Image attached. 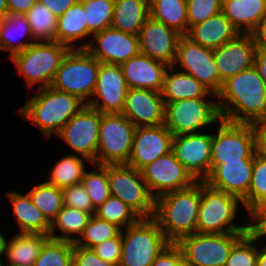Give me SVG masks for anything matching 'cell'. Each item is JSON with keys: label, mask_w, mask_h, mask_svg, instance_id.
Returning <instances> with one entry per match:
<instances>
[{"label": "cell", "mask_w": 266, "mask_h": 266, "mask_svg": "<svg viewBox=\"0 0 266 266\" xmlns=\"http://www.w3.org/2000/svg\"><path fill=\"white\" fill-rule=\"evenodd\" d=\"M221 120L252 124L266 119V84L255 66L223 82L217 94Z\"/></svg>", "instance_id": "1"}, {"label": "cell", "mask_w": 266, "mask_h": 266, "mask_svg": "<svg viewBox=\"0 0 266 266\" xmlns=\"http://www.w3.org/2000/svg\"><path fill=\"white\" fill-rule=\"evenodd\" d=\"M31 95L16 112L24 121L36 126L47 142L86 106L78 96L58 91L51 86L33 90Z\"/></svg>", "instance_id": "2"}, {"label": "cell", "mask_w": 266, "mask_h": 266, "mask_svg": "<svg viewBox=\"0 0 266 266\" xmlns=\"http://www.w3.org/2000/svg\"><path fill=\"white\" fill-rule=\"evenodd\" d=\"M201 202V181L155 199L153 219L170 243L196 232Z\"/></svg>", "instance_id": "3"}, {"label": "cell", "mask_w": 266, "mask_h": 266, "mask_svg": "<svg viewBox=\"0 0 266 266\" xmlns=\"http://www.w3.org/2000/svg\"><path fill=\"white\" fill-rule=\"evenodd\" d=\"M244 214L248 216L239 197L214 189L201 181L197 233H248V217H244Z\"/></svg>", "instance_id": "4"}, {"label": "cell", "mask_w": 266, "mask_h": 266, "mask_svg": "<svg viewBox=\"0 0 266 266\" xmlns=\"http://www.w3.org/2000/svg\"><path fill=\"white\" fill-rule=\"evenodd\" d=\"M69 50V47L57 41H37L23 52L15 54L10 62L13 63L15 74L25 80L27 90L32 91L34 87L36 90L51 85Z\"/></svg>", "instance_id": "5"}, {"label": "cell", "mask_w": 266, "mask_h": 266, "mask_svg": "<svg viewBox=\"0 0 266 266\" xmlns=\"http://www.w3.org/2000/svg\"><path fill=\"white\" fill-rule=\"evenodd\" d=\"M100 64L86 49H70L50 86L76 95L87 104L96 88Z\"/></svg>", "instance_id": "6"}, {"label": "cell", "mask_w": 266, "mask_h": 266, "mask_svg": "<svg viewBox=\"0 0 266 266\" xmlns=\"http://www.w3.org/2000/svg\"><path fill=\"white\" fill-rule=\"evenodd\" d=\"M122 250L118 266H151L170 244L153 218H141L121 230Z\"/></svg>", "instance_id": "7"}, {"label": "cell", "mask_w": 266, "mask_h": 266, "mask_svg": "<svg viewBox=\"0 0 266 266\" xmlns=\"http://www.w3.org/2000/svg\"><path fill=\"white\" fill-rule=\"evenodd\" d=\"M220 120L217 98H191L165 104L164 125L173 136L210 130Z\"/></svg>", "instance_id": "8"}, {"label": "cell", "mask_w": 266, "mask_h": 266, "mask_svg": "<svg viewBox=\"0 0 266 266\" xmlns=\"http://www.w3.org/2000/svg\"><path fill=\"white\" fill-rule=\"evenodd\" d=\"M255 154V134L252 124L220 120L217 126L212 128L211 171L218 164L254 160Z\"/></svg>", "instance_id": "9"}, {"label": "cell", "mask_w": 266, "mask_h": 266, "mask_svg": "<svg viewBox=\"0 0 266 266\" xmlns=\"http://www.w3.org/2000/svg\"><path fill=\"white\" fill-rule=\"evenodd\" d=\"M136 128L122 113H102L95 164H126Z\"/></svg>", "instance_id": "10"}, {"label": "cell", "mask_w": 266, "mask_h": 266, "mask_svg": "<svg viewBox=\"0 0 266 266\" xmlns=\"http://www.w3.org/2000/svg\"><path fill=\"white\" fill-rule=\"evenodd\" d=\"M108 183L112 196L122 200L141 218H153L155 198L139 170L126 164H108Z\"/></svg>", "instance_id": "11"}, {"label": "cell", "mask_w": 266, "mask_h": 266, "mask_svg": "<svg viewBox=\"0 0 266 266\" xmlns=\"http://www.w3.org/2000/svg\"><path fill=\"white\" fill-rule=\"evenodd\" d=\"M246 233H193L176 244L194 266H225L233 246Z\"/></svg>", "instance_id": "12"}, {"label": "cell", "mask_w": 266, "mask_h": 266, "mask_svg": "<svg viewBox=\"0 0 266 266\" xmlns=\"http://www.w3.org/2000/svg\"><path fill=\"white\" fill-rule=\"evenodd\" d=\"M101 119V112L86 105L56 136L69 147L70 154L82 156L95 164Z\"/></svg>", "instance_id": "13"}, {"label": "cell", "mask_w": 266, "mask_h": 266, "mask_svg": "<svg viewBox=\"0 0 266 266\" xmlns=\"http://www.w3.org/2000/svg\"><path fill=\"white\" fill-rule=\"evenodd\" d=\"M173 66L192 75L211 93L217 95L220 92L222 85L214 60V50L203 47L186 35H182L178 42Z\"/></svg>", "instance_id": "14"}, {"label": "cell", "mask_w": 266, "mask_h": 266, "mask_svg": "<svg viewBox=\"0 0 266 266\" xmlns=\"http://www.w3.org/2000/svg\"><path fill=\"white\" fill-rule=\"evenodd\" d=\"M172 151L196 181H204L211 172L212 130L173 136Z\"/></svg>", "instance_id": "15"}, {"label": "cell", "mask_w": 266, "mask_h": 266, "mask_svg": "<svg viewBox=\"0 0 266 266\" xmlns=\"http://www.w3.org/2000/svg\"><path fill=\"white\" fill-rule=\"evenodd\" d=\"M140 172L155 199L166 193L190 187L196 182L177 160L173 151L146 165Z\"/></svg>", "instance_id": "16"}, {"label": "cell", "mask_w": 266, "mask_h": 266, "mask_svg": "<svg viewBox=\"0 0 266 266\" xmlns=\"http://www.w3.org/2000/svg\"><path fill=\"white\" fill-rule=\"evenodd\" d=\"M86 50L101 63L121 66L140 53L138 35L111 26L94 33Z\"/></svg>", "instance_id": "17"}, {"label": "cell", "mask_w": 266, "mask_h": 266, "mask_svg": "<svg viewBox=\"0 0 266 266\" xmlns=\"http://www.w3.org/2000/svg\"><path fill=\"white\" fill-rule=\"evenodd\" d=\"M128 89L121 66L101 63L94 94L86 105L101 113H122Z\"/></svg>", "instance_id": "18"}, {"label": "cell", "mask_w": 266, "mask_h": 266, "mask_svg": "<svg viewBox=\"0 0 266 266\" xmlns=\"http://www.w3.org/2000/svg\"><path fill=\"white\" fill-rule=\"evenodd\" d=\"M181 36L175 29L149 16L138 33L139 52L168 67L173 66Z\"/></svg>", "instance_id": "19"}, {"label": "cell", "mask_w": 266, "mask_h": 266, "mask_svg": "<svg viewBox=\"0 0 266 266\" xmlns=\"http://www.w3.org/2000/svg\"><path fill=\"white\" fill-rule=\"evenodd\" d=\"M173 134L163 125L139 126L134 133L131 156L126 165L141 170L172 151Z\"/></svg>", "instance_id": "20"}, {"label": "cell", "mask_w": 266, "mask_h": 266, "mask_svg": "<svg viewBox=\"0 0 266 266\" xmlns=\"http://www.w3.org/2000/svg\"><path fill=\"white\" fill-rule=\"evenodd\" d=\"M136 127L159 126L165 123V103L160 91L129 88L122 110Z\"/></svg>", "instance_id": "21"}, {"label": "cell", "mask_w": 266, "mask_h": 266, "mask_svg": "<svg viewBox=\"0 0 266 266\" xmlns=\"http://www.w3.org/2000/svg\"><path fill=\"white\" fill-rule=\"evenodd\" d=\"M256 48L251 34H239L234 40L214 50L221 85L228 78L254 66Z\"/></svg>", "instance_id": "22"}, {"label": "cell", "mask_w": 266, "mask_h": 266, "mask_svg": "<svg viewBox=\"0 0 266 266\" xmlns=\"http://www.w3.org/2000/svg\"><path fill=\"white\" fill-rule=\"evenodd\" d=\"M254 160L218 164L204 180L210 187L235 195L241 200L248 194Z\"/></svg>", "instance_id": "23"}, {"label": "cell", "mask_w": 266, "mask_h": 266, "mask_svg": "<svg viewBox=\"0 0 266 266\" xmlns=\"http://www.w3.org/2000/svg\"><path fill=\"white\" fill-rule=\"evenodd\" d=\"M167 67L140 53L121 65L128 88H143L160 92Z\"/></svg>", "instance_id": "24"}, {"label": "cell", "mask_w": 266, "mask_h": 266, "mask_svg": "<svg viewBox=\"0 0 266 266\" xmlns=\"http://www.w3.org/2000/svg\"><path fill=\"white\" fill-rule=\"evenodd\" d=\"M5 193L11 205V213L18 233H40L49 235L51 223L32 203L26 191L8 190Z\"/></svg>", "instance_id": "25"}, {"label": "cell", "mask_w": 266, "mask_h": 266, "mask_svg": "<svg viewBox=\"0 0 266 266\" xmlns=\"http://www.w3.org/2000/svg\"><path fill=\"white\" fill-rule=\"evenodd\" d=\"M240 32L221 11L211 18L191 26L186 36L199 45L215 50L234 40Z\"/></svg>", "instance_id": "26"}, {"label": "cell", "mask_w": 266, "mask_h": 266, "mask_svg": "<svg viewBox=\"0 0 266 266\" xmlns=\"http://www.w3.org/2000/svg\"><path fill=\"white\" fill-rule=\"evenodd\" d=\"M56 41L70 49L88 47L86 13L80 0L57 19Z\"/></svg>", "instance_id": "27"}, {"label": "cell", "mask_w": 266, "mask_h": 266, "mask_svg": "<svg viewBox=\"0 0 266 266\" xmlns=\"http://www.w3.org/2000/svg\"><path fill=\"white\" fill-rule=\"evenodd\" d=\"M161 93L165 104L191 98H217L192 75L174 66L166 69Z\"/></svg>", "instance_id": "28"}, {"label": "cell", "mask_w": 266, "mask_h": 266, "mask_svg": "<svg viewBox=\"0 0 266 266\" xmlns=\"http://www.w3.org/2000/svg\"><path fill=\"white\" fill-rule=\"evenodd\" d=\"M35 42L26 15L8 14L0 20V52H8V59Z\"/></svg>", "instance_id": "29"}, {"label": "cell", "mask_w": 266, "mask_h": 266, "mask_svg": "<svg viewBox=\"0 0 266 266\" xmlns=\"http://www.w3.org/2000/svg\"><path fill=\"white\" fill-rule=\"evenodd\" d=\"M222 12L240 34H250L266 15V0H222Z\"/></svg>", "instance_id": "30"}, {"label": "cell", "mask_w": 266, "mask_h": 266, "mask_svg": "<svg viewBox=\"0 0 266 266\" xmlns=\"http://www.w3.org/2000/svg\"><path fill=\"white\" fill-rule=\"evenodd\" d=\"M49 238L47 234L15 232L10 235L3 263L10 266H33Z\"/></svg>", "instance_id": "31"}, {"label": "cell", "mask_w": 266, "mask_h": 266, "mask_svg": "<svg viewBox=\"0 0 266 266\" xmlns=\"http://www.w3.org/2000/svg\"><path fill=\"white\" fill-rule=\"evenodd\" d=\"M149 16V0H114L112 27L138 35Z\"/></svg>", "instance_id": "32"}, {"label": "cell", "mask_w": 266, "mask_h": 266, "mask_svg": "<svg viewBox=\"0 0 266 266\" xmlns=\"http://www.w3.org/2000/svg\"><path fill=\"white\" fill-rule=\"evenodd\" d=\"M64 155L53 163L50 173L44 178L47 183L60 189L81 183L85 171L92 165L91 161L82 156L70 153Z\"/></svg>", "instance_id": "33"}, {"label": "cell", "mask_w": 266, "mask_h": 266, "mask_svg": "<svg viewBox=\"0 0 266 266\" xmlns=\"http://www.w3.org/2000/svg\"><path fill=\"white\" fill-rule=\"evenodd\" d=\"M92 215L79 209L63 206L51 222V239L75 243L83 233Z\"/></svg>", "instance_id": "34"}, {"label": "cell", "mask_w": 266, "mask_h": 266, "mask_svg": "<svg viewBox=\"0 0 266 266\" xmlns=\"http://www.w3.org/2000/svg\"><path fill=\"white\" fill-rule=\"evenodd\" d=\"M150 17L178 31L188 33L186 0H149Z\"/></svg>", "instance_id": "35"}, {"label": "cell", "mask_w": 266, "mask_h": 266, "mask_svg": "<svg viewBox=\"0 0 266 266\" xmlns=\"http://www.w3.org/2000/svg\"><path fill=\"white\" fill-rule=\"evenodd\" d=\"M26 190L32 203L51 223L64 206L62 189L43 180Z\"/></svg>", "instance_id": "36"}, {"label": "cell", "mask_w": 266, "mask_h": 266, "mask_svg": "<svg viewBox=\"0 0 266 266\" xmlns=\"http://www.w3.org/2000/svg\"><path fill=\"white\" fill-rule=\"evenodd\" d=\"M83 3L88 26V45L92 35L112 26L114 0H80Z\"/></svg>", "instance_id": "37"}, {"label": "cell", "mask_w": 266, "mask_h": 266, "mask_svg": "<svg viewBox=\"0 0 266 266\" xmlns=\"http://www.w3.org/2000/svg\"><path fill=\"white\" fill-rule=\"evenodd\" d=\"M85 171L82 184L85 186L87 194L91 198L93 208L96 210L110 196V188L108 183V164H93Z\"/></svg>", "instance_id": "38"}, {"label": "cell", "mask_w": 266, "mask_h": 266, "mask_svg": "<svg viewBox=\"0 0 266 266\" xmlns=\"http://www.w3.org/2000/svg\"><path fill=\"white\" fill-rule=\"evenodd\" d=\"M25 15L37 41H56L57 18L45 5L37 2Z\"/></svg>", "instance_id": "39"}, {"label": "cell", "mask_w": 266, "mask_h": 266, "mask_svg": "<svg viewBox=\"0 0 266 266\" xmlns=\"http://www.w3.org/2000/svg\"><path fill=\"white\" fill-rule=\"evenodd\" d=\"M95 215L99 219L116 224L121 229L134 225L141 219L132 208L112 195L96 209Z\"/></svg>", "instance_id": "40"}, {"label": "cell", "mask_w": 266, "mask_h": 266, "mask_svg": "<svg viewBox=\"0 0 266 266\" xmlns=\"http://www.w3.org/2000/svg\"><path fill=\"white\" fill-rule=\"evenodd\" d=\"M74 243L49 238L33 266H73Z\"/></svg>", "instance_id": "41"}, {"label": "cell", "mask_w": 266, "mask_h": 266, "mask_svg": "<svg viewBox=\"0 0 266 266\" xmlns=\"http://www.w3.org/2000/svg\"><path fill=\"white\" fill-rule=\"evenodd\" d=\"M121 230L116 224L92 215L83 233L74 245L92 249L105 240L117 237L121 233Z\"/></svg>", "instance_id": "42"}, {"label": "cell", "mask_w": 266, "mask_h": 266, "mask_svg": "<svg viewBox=\"0 0 266 266\" xmlns=\"http://www.w3.org/2000/svg\"><path fill=\"white\" fill-rule=\"evenodd\" d=\"M242 202L248 213L266 202V157L255 154L251 184Z\"/></svg>", "instance_id": "43"}, {"label": "cell", "mask_w": 266, "mask_h": 266, "mask_svg": "<svg viewBox=\"0 0 266 266\" xmlns=\"http://www.w3.org/2000/svg\"><path fill=\"white\" fill-rule=\"evenodd\" d=\"M258 240L246 233L231 249L225 266H257Z\"/></svg>", "instance_id": "44"}, {"label": "cell", "mask_w": 266, "mask_h": 266, "mask_svg": "<svg viewBox=\"0 0 266 266\" xmlns=\"http://www.w3.org/2000/svg\"><path fill=\"white\" fill-rule=\"evenodd\" d=\"M188 30L222 11V0H186Z\"/></svg>", "instance_id": "45"}, {"label": "cell", "mask_w": 266, "mask_h": 266, "mask_svg": "<svg viewBox=\"0 0 266 266\" xmlns=\"http://www.w3.org/2000/svg\"><path fill=\"white\" fill-rule=\"evenodd\" d=\"M62 196L65 206L95 215L96 210L82 182L62 189Z\"/></svg>", "instance_id": "46"}, {"label": "cell", "mask_w": 266, "mask_h": 266, "mask_svg": "<svg viewBox=\"0 0 266 266\" xmlns=\"http://www.w3.org/2000/svg\"><path fill=\"white\" fill-rule=\"evenodd\" d=\"M248 232L258 241L266 239V202L257 205L248 213ZM266 243V241L264 242Z\"/></svg>", "instance_id": "47"}, {"label": "cell", "mask_w": 266, "mask_h": 266, "mask_svg": "<svg viewBox=\"0 0 266 266\" xmlns=\"http://www.w3.org/2000/svg\"><path fill=\"white\" fill-rule=\"evenodd\" d=\"M92 249L101 259L118 266L122 250L121 233L117 237L105 240L101 244L94 246Z\"/></svg>", "instance_id": "48"}, {"label": "cell", "mask_w": 266, "mask_h": 266, "mask_svg": "<svg viewBox=\"0 0 266 266\" xmlns=\"http://www.w3.org/2000/svg\"><path fill=\"white\" fill-rule=\"evenodd\" d=\"M73 266H114V265L101 259L93 251V249L74 245Z\"/></svg>", "instance_id": "49"}, {"label": "cell", "mask_w": 266, "mask_h": 266, "mask_svg": "<svg viewBox=\"0 0 266 266\" xmlns=\"http://www.w3.org/2000/svg\"><path fill=\"white\" fill-rule=\"evenodd\" d=\"M182 257L181 248L176 243H170L155 258L151 266H178Z\"/></svg>", "instance_id": "50"}, {"label": "cell", "mask_w": 266, "mask_h": 266, "mask_svg": "<svg viewBox=\"0 0 266 266\" xmlns=\"http://www.w3.org/2000/svg\"><path fill=\"white\" fill-rule=\"evenodd\" d=\"M256 154L266 157V119L252 123Z\"/></svg>", "instance_id": "51"}, {"label": "cell", "mask_w": 266, "mask_h": 266, "mask_svg": "<svg viewBox=\"0 0 266 266\" xmlns=\"http://www.w3.org/2000/svg\"><path fill=\"white\" fill-rule=\"evenodd\" d=\"M78 0H38L39 3L45 5L58 19Z\"/></svg>", "instance_id": "52"}, {"label": "cell", "mask_w": 266, "mask_h": 266, "mask_svg": "<svg viewBox=\"0 0 266 266\" xmlns=\"http://www.w3.org/2000/svg\"><path fill=\"white\" fill-rule=\"evenodd\" d=\"M38 0H7L8 14L25 15Z\"/></svg>", "instance_id": "53"}, {"label": "cell", "mask_w": 266, "mask_h": 266, "mask_svg": "<svg viewBox=\"0 0 266 266\" xmlns=\"http://www.w3.org/2000/svg\"><path fill=\"white\" fill-rule=\"evenodd\" d=\"M257 48L266 50V15L250 33Z\"/></svg>", "instance_id": "54"}, {"label": "cell", "mask_w": 266, "mask_h": 266, "mask_svg": "<svg viewBox=\"0 0 266 266\" xmlns=\"http://www.w3.org/2000/svg\"><path fill=\"white\" fill-rule=\"evenodd\" d=\"M254 66L266 84V50L256 48Z\"/></svg>", "instance_id": "55"}, {"label": "cell", "mask_w": 266, "mask_h": 266, "mask_svg": "<svg viewBox=\"0 0 266 266\" xmlns=\"http://www.w3.org/2000/svg\"><path fill=\"white\" fill-rule=\"evenodd\" d=\"M9 239L8 234H4L3 230L2 232L0 230V263H3L5 260Z\"/></svg>", "instance_id": "56"}, {"label": "cell", "mask_w": 266, "mask_h": 266, "mask_svg": "<svg viewBox=\"0 0 266 266\" xmlns=\"http://www.w3.org/2000/svg\"><path fill=\"white\" fill-rule=\"evenodd\" d=\"M263 244V245H262ZM257 266H266V243L258 241V262Z\"/></svg>", "instance_id": "57"}, {"label": "cell", "mask_w": 266, "mask_h": 266, "mask_svg": "<svg viewBox=\"0 0 266 266\" xmlns=\"http://www.w3.org/2000/svg\"><path fill=\"white\" fill-rule=\"evenodd\" d=\"M8 15L7 0H0V20Z\"/></svg>", "instance_id": "58"}, {"label": "cell", "mask_w": 266, "mask_h": 266, "mask_svg": "<svg viewBox=\"0 0 266 266\" xmlns=\"http://www.w3.org/2000/svg\"><path fill=\"white\" fill-rule=\"evenodd\" d=\"M178 266H194L184 256L179 260Z\"/></svg>", "instance_id": "59"}, {"label": "cell", "mask_w": 266, "mask_h": 266, "mask_svg": "<svg viewBox=\"0 0 266 266\" xmlns=\"http://www.w3.org/2000/svg\"><path fill=\"white\" fill-rule=\"evenodd\" d=\"M1 266H10V265H7V264H5V263H1Z\"/></svg>", "instance_id": "60"}]
</instances>
